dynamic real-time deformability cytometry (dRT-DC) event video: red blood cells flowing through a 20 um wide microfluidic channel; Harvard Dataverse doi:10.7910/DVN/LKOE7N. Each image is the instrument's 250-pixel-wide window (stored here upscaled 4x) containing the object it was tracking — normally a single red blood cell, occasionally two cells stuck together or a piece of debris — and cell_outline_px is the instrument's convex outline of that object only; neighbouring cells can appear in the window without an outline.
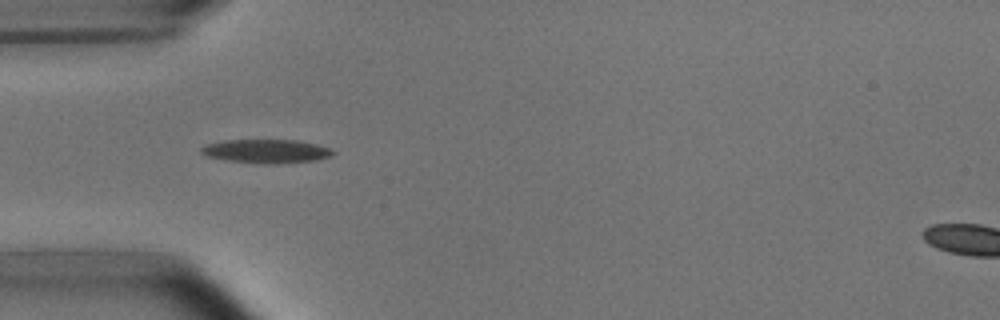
{"species": "common noctule bat (a hibernating species)", "species_latin": "Nyctalus noctula", "temperature_condition": "room temperature", "stored_images_in_passage": 7, "camera_frame_rate_fps": 3000, "um_per_image_px": 0.085, "animal": {"sex": "male", "body_mass_g": 15.6}, "frame": {"image": 1, "passage_image": 1, "time_ms": 0.0, "image_size_px": [1000, 320], "cell_outline_px": [[336, 152], [332, 156], [316, 160], [276, 164], [260, 164], [224, 160], [208, 156], [200, 152], [200, 148], [208, 144], [224, 140], [296, 140], [316, 144], [332, 148]], "centroid_in_image_um": [22.67, 12.86], "position_along_channel_um": 62.3, "area_um2": 18.38}}
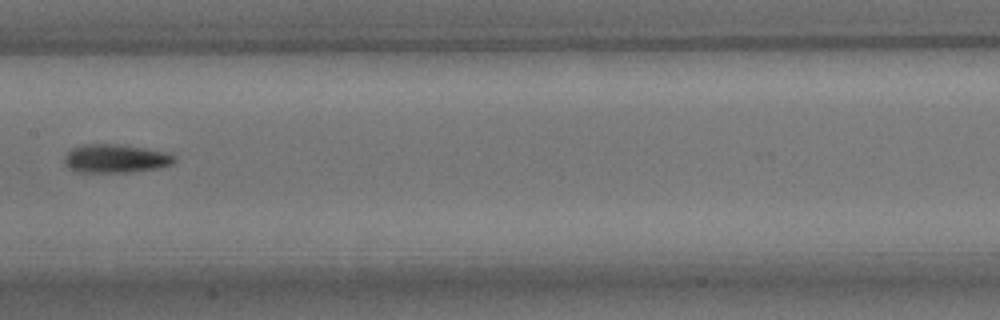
{"frame": {"image": 2, "passage_image": 4, "time_ms": 3.667, "image_size_px": [1000, 320], "cell_outline_px": [[176, 160], [172, 164], [156, 168], [128, 172], [80, 172], [68, 168], [64, 164], [64, 156], [72, 148], [84, 144], [120, 144], [144, 148], [164, 152], [176, 156]], "centroid_in_image_um": [9.79, 13.47], "position_along_channel_um": 197.6, "area_um2": 18.21}}
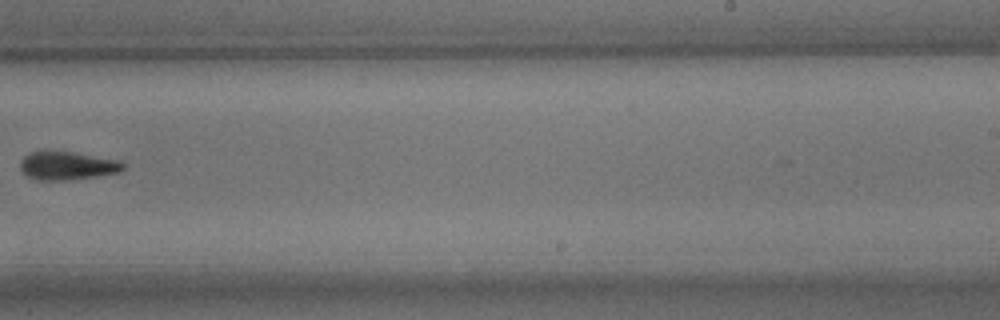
{"frame": {"image": 3, "passage_image": 6, "time_ms": 6.0, "image_size_px": [1000, 320], "cell_outline_px": [[124, 168], [120, 172], [96, 176], [64, 180], [40, 180], [24, 176], [20, 168], [20, 160], [28, 152], [72, 152], [116, 160], [124, 164]], "centroid_in_image_um": [5.65, 14.1], "position_along_channel_um": 283.3, "area_um2": 16.7}}